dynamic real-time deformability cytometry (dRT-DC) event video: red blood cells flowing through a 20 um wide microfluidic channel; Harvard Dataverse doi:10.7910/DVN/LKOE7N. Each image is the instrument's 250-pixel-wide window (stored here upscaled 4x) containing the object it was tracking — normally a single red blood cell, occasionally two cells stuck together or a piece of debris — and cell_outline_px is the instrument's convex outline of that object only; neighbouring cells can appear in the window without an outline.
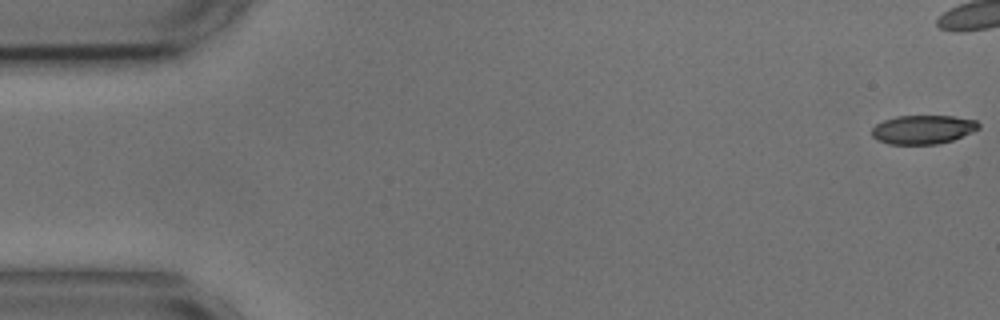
{"species": "common noctule bat (a hibernating species)", "species_latin": "Nyctalus noctula", "temperature_condition": "cold", "stored_images_in_passage": 43, "camera_frame_rate_fps": 3000, "um_per_image_px": 0.085, "animal": {"sex": "male", "body_mass_g": 17.9, "forearm_length_mm": 54.2}, "frame": {"image": 1, "passage_image": 1, "time_ms": 0.0, "image_size_px": [1000, 320], "cell_outline_px": [[980, 128], [972, 132], [952, 140], [936, 144], [888, 144], [876, 140], [872, 136], [872, 128], [876, 124], [884, 120], [896, 116], [952, 116], [976, 120], [980, 124]], "centroid_in_image_um": [78.44, 11.01], "position_along_channel_um": 6.6, "area_um2": 17.98}}